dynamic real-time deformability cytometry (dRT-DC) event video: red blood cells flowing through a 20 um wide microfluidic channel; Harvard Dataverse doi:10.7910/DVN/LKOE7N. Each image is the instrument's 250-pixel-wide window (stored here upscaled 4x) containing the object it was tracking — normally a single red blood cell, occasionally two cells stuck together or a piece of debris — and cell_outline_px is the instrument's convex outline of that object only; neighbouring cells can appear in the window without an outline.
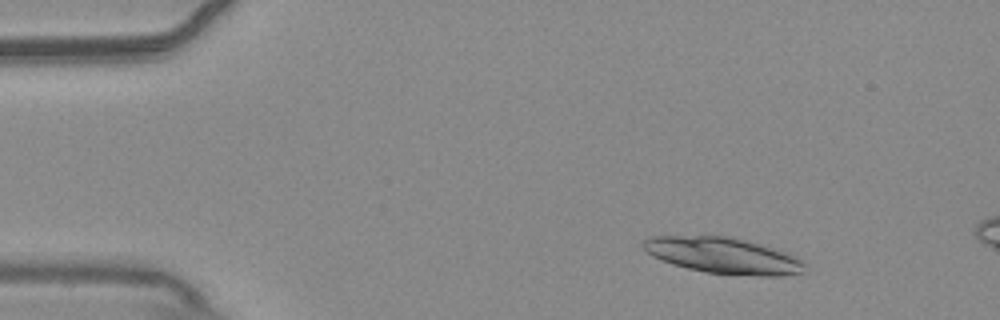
{"species": "common noctule bat (a hibernating species)", "species_latin": "Nyctalus noctula", "temperature_condition": "warm", "stored_images_in_passage": 13, "camera_frame_rate_fps": 3000, "um_per_image_px": 0.085, "animal": {"sex": "male", "body_mass_g": 20.4}, "frame": {"image": 1, "passage_image": 8, "time_ms": 2.333, "image_size_px": [1000, 320], "cell_outline_px": [[808, 264], [800, 272], [784, 276], [760, 276], [708, 272], [688, 268], [672, 264], [652, 256], [640, 244], [648, 236], [728, 236], [760, 244], [788, 252], [796, 256]], "centroid_in_image_um": [61.49, 21.71], "position_along_channel_um": 23.5, "area_um2": 33.81}}